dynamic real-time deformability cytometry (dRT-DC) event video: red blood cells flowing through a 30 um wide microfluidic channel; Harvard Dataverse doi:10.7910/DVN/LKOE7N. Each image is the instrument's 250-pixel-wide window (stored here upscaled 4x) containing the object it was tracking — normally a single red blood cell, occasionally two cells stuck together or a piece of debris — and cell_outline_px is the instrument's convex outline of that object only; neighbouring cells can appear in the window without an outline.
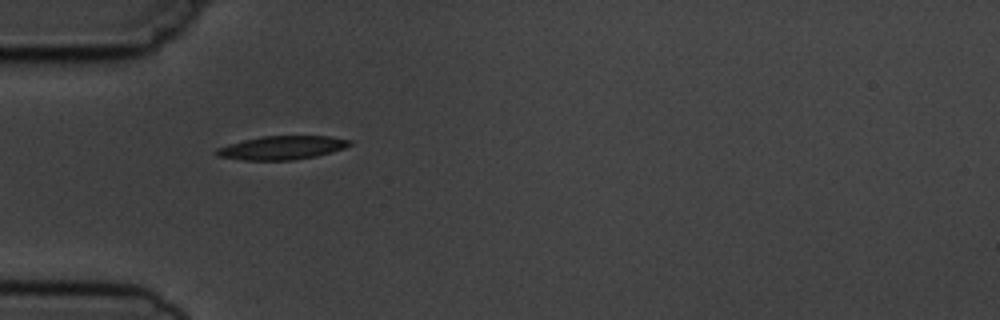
{"species": "common noctule bat (a hibernating species)", "species_latin": "Nyctalus noctula", "temperature_condition": "cold", "stored_images_in_passage": 7, "camera_frame_rate_fps": 3000, "um_per_image_px": 0.085, "animal": {"sex": "male", "body_mass_g": 19.5, "forearm_length_mm": 54.6}, "frame": {"image": 1, "passage_image": 1, "time_ms": 0.0, "image_size_px": [1000, 320], "cell_outline_px": [[352, 144], [344, 148], [316, 156], [292, 160], [244, 160], [216, 156], [216, 148], [228, 144], [260, 136], [328, 136], [352, 140]], "centroid_in_image_um": [23.96, 12.55], "position_along_channel_um": 61.0, "area_um2": 18.26}}
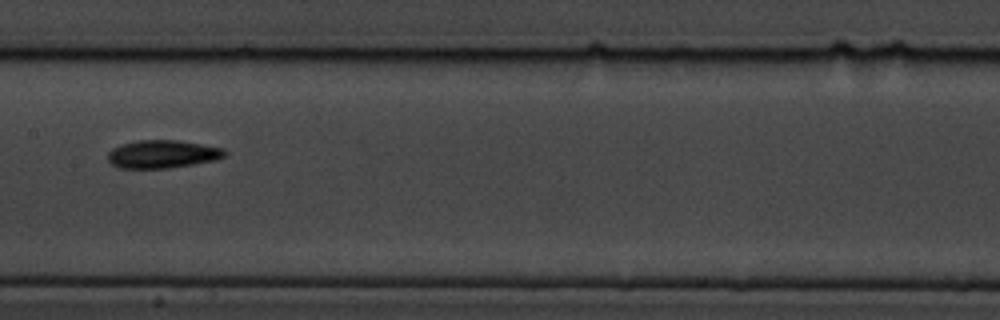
{"frame": {"image": 2, "passage_image": 4, "time_ms": 3.667, "image_size_px": [1000, 320], "cell_outline_px": [[228, 152], [224, 156], [216, 160], [168, 168], [120, 168], [112, 164], [108, 160], [108, 152], [112, 148], [120, 144], [140, 140], [176, 140], [224, 148]], "centroid_in_image_um": [13.8, 13.1], "position_along_channel_um": 193.6, "area_um2": 19.02}}
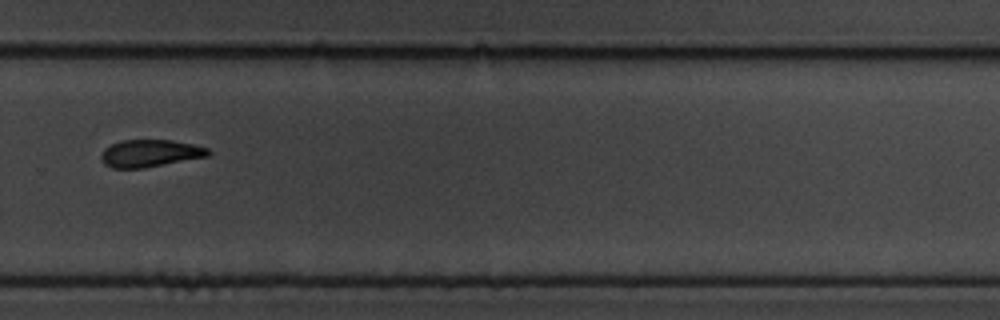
{"frame": {"image": 3, "passage_image": 7, "time_ms": 7.0, "image_size_px": [1000, 320], "cell_outline_px": [[212, 152], [208, 156], [144, 168], [112, 168], [104, 164], [100, 156], [104, 148], [120, 140], [172, 140], [192, 144], [208, 148]], "centroid_in_image_um": [12.74, 13.03], "position_along_channel_um": 317.1, "area_um2": 17.05}}